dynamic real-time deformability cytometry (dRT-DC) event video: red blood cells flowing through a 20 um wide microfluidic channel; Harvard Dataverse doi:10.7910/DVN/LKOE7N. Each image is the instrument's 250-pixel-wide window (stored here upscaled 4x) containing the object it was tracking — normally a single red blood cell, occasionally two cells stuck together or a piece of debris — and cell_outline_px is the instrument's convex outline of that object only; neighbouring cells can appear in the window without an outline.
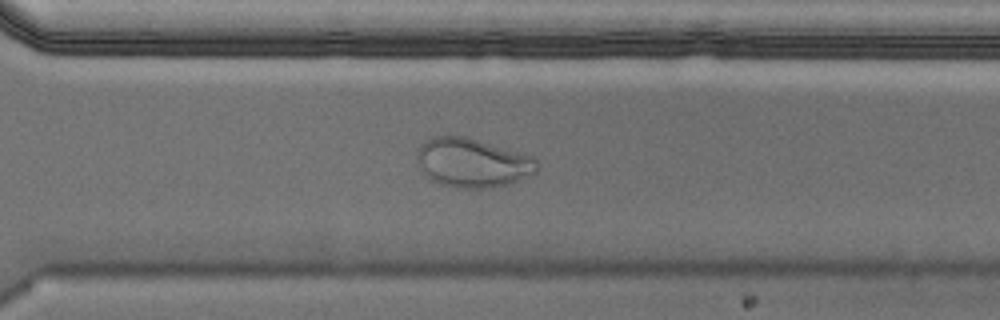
{"species": "Egyptian fruit bat (a non-hibernating species)", "species_latin": "Rousettus aegyptiacus", "temperature_condition": "cold", "stored_images_in_passage": 57, "camera_frame_rate_fps": 3000, "um_per_image_px": 0.085, "animal": {"sex": "male"}, "frame": {"image": 1, "passage_image": 41, "time_ms": 13.333, "image_size_px": [1000, 320], "cell_outline_px": [[540, 168], [536, 172], [520, 180], [508, 184], [492, 188], [456, 188], [440, 184], [432, 180], [424, 172], [416, 160], [416, 152], [420, 144], [428, 136], [444, 132], [464, 136], [532, 156], [540, 164]], "centroid_in_image_um": [40.11, 13.8], "position_along_channel_um": 330.5, "area_um2": 35.03}}